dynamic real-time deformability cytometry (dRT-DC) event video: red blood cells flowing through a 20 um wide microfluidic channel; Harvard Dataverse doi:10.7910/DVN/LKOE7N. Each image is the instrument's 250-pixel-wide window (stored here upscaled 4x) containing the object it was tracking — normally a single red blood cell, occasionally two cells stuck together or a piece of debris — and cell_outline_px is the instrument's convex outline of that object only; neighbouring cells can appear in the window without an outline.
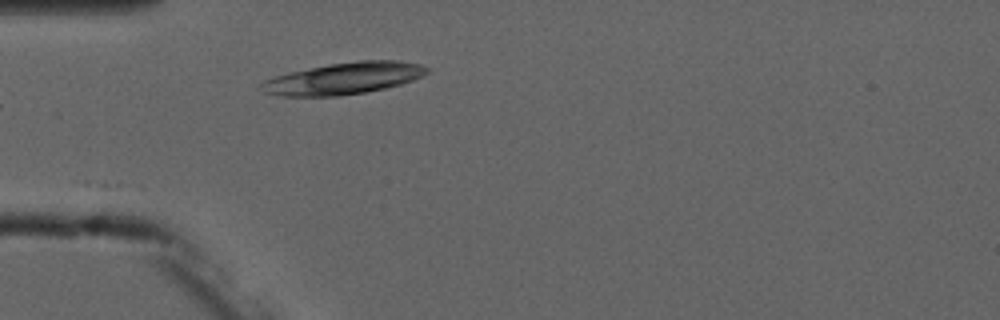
{"species": "common noctule bat (a hibernating species)", "species_latin": "Nyctalus noctula", "temperature_condition": "cold", "stored_images_in_passage": 6, "camera_frame_rate_fps": 3000, "um_per_image_px": 0.085, "animal": {"sex": "male", "forearm_length_mm": 52.5}, "frame": {"image": 1, "passage_image": 6, "time_ms": 5.667, "image_size_px": [1000, 320], "cell_outline_px": [[428, 72], [412, 80], [400, 84], [384, 88], [364, 92], [336, 96], [276, 96], [264, 92], [260, 84], [264, 80], [276, 76], [292, 72], [328, 64], [360, 60], [400, 60], [420, 64], [428, 68]], "centroid_in_image_um": [29.21, 6.66], "position_along_channel_um": 55.8, "area_um2": 30.35}}